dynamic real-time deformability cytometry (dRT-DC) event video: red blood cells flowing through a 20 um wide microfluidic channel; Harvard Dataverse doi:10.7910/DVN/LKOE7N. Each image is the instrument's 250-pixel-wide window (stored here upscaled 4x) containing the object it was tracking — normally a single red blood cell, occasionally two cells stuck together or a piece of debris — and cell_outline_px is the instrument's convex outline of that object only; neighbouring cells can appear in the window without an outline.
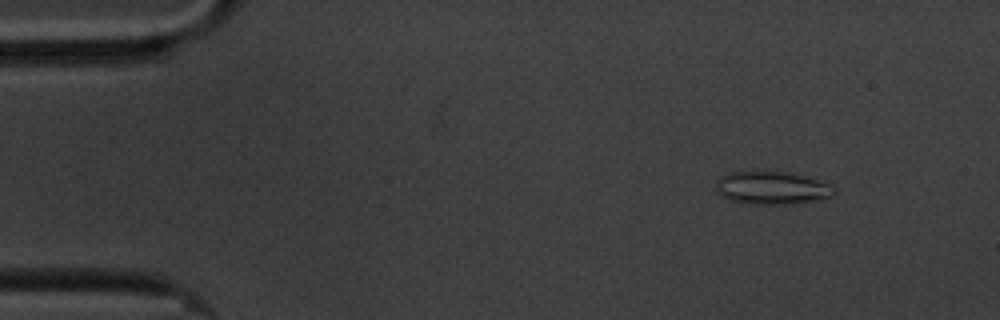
{"species": "common noctule bat (a hibernating species)", "species_latin": "Nyctalus noctula", "temperature_condition": "cold", "stored_images_in_passage": 56, "camera_frame_rate_fps": 3000, "um_per_image_px": 0.085, "animal": {"sex": "male", "body_mass_g": 20.1, "forearm_length_mm": 53.5}, "frame": {"image": 1, "passage_image": 4, "time_ms": 1.0, "image_size_px": [1000, 320], "cell_outline_px": [[836, 192], [832, 196], [816, 200], [788, 204], [752, 204], [728, 200], [720, 196], [716, 192], [716, 180], [728, 172], [752, 168], [788, 172], [804, 176], [832, 184], [836, 188]], "centroid_in_image_um": [65.55, 15.93], "position_along_channel_um": 19.4, "area_um2": 23.64}}
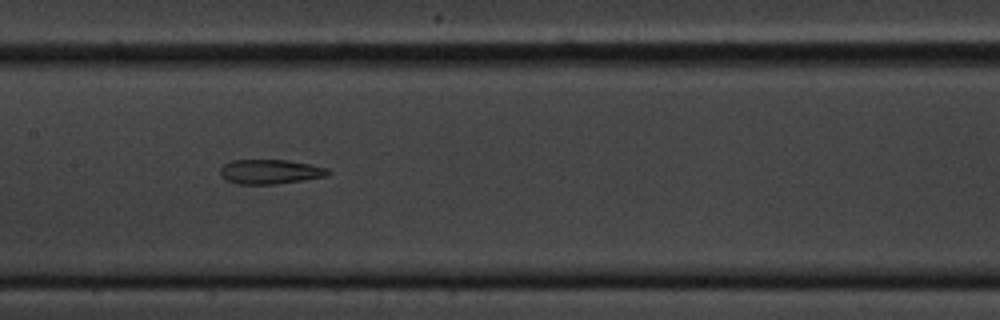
{"frame": {"image": 2, "passage_image": 26, "time_ms": 8.333, "image_size_px": [1000, 320], "cell_outline_px": [[332, 172], [328, 176], [304, 180], [276, 184], [236, 184], [220, 176], [220, 168], [224, 164], [232, 160], [288, 160], [312, 164], [328, 168]], "centroid_in_image_um": [23.0, 14.59], "position_along_channel_um": 184.4, "area_um2": 15.61}}
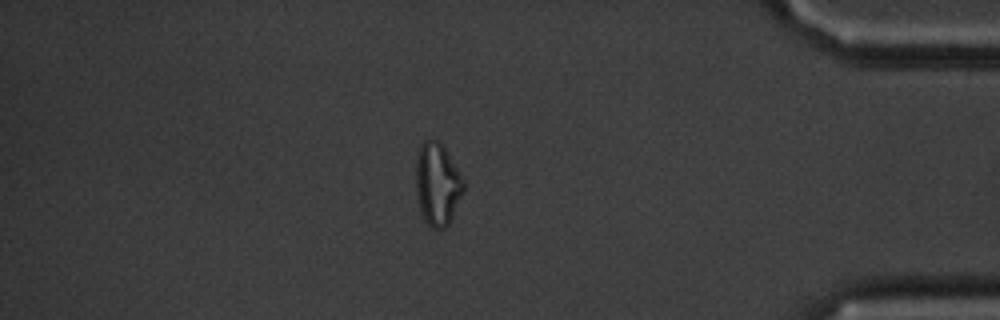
{"frame": {"image": 3, "passage_image": 48, "time_ms": 15.667, "image_size_px": [1000, 320], "cell_outline_px": [[464, 192], [448, 224], [444, 228], [432, 228], [424, 220], [416, 196], [416, 160], [420, 144], [424, 140], [436, 140], [444, 148], [460, 172], [464, 180]], "centroid_in_image_um": [37.17, 15.66], "position_along_channel_um": 398.0, "area_um2": 22.77}, "authors_computed_cell_mechanics": {"area_um2": 19.4208, "velocity_mm_per_s": 3.3838, "shape_relaxation_time_tau1_ms": null, "shape_relaxation_time_tau2_ms": 4.8703, "deformation_change_tau1": null, "deformation_change_tau2": 0.1478}}